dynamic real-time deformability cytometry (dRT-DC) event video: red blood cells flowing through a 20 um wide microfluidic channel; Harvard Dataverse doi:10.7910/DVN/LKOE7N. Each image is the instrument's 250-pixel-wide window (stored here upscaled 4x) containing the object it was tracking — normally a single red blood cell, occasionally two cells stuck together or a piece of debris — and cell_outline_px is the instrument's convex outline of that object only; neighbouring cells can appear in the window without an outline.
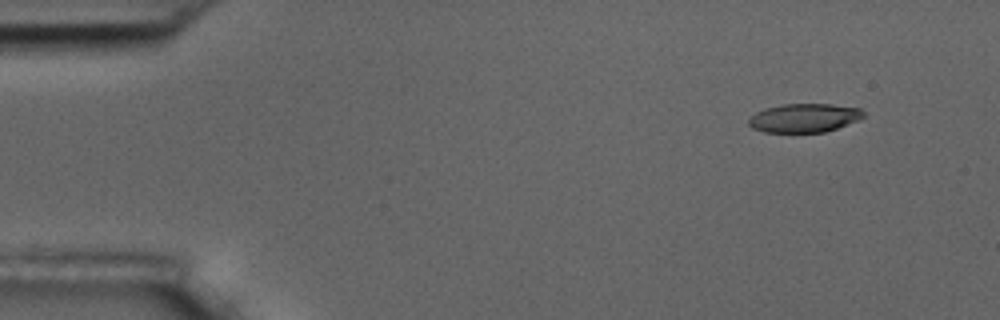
{"species": "common noctule bat (a hibernating species)", "species_latin": "Nyctalus noctula", "temperature_condition": "room temperature", "stored_images_in_passage": 52, "camera_frame_rate_fps": 3000, "um_per_image_px": 0.085, "animal": {"sex": "male", "body_mass_g": 17.5, "forearm_length_mm": 52.3}, "frame": {"image": 1, "passage_image": 1, "time_ms": 0.0, "image_size_px": [1000, 320], "cell_outline_px": [[864, 116], [860, 120], [824, 132], [764, 132], [752, 128], [748, 124], [748, 120], [756, 112], [764, 108], [784, 104], [832, 104], [860, 108], [864, 112]], "centroid_in_image_um": [68.36, 10.02], "position_along_channel_um": 16.6, "area_um2": 19.25}}
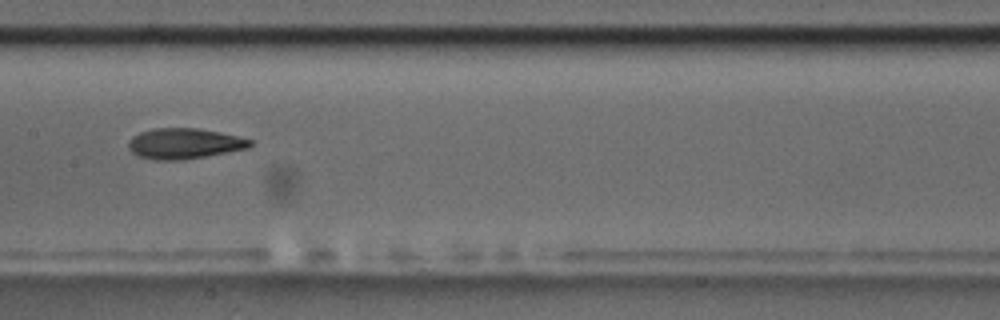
{"frame": {"image": 2, "passage_image": 24, "time_ms": 7.667, "image_size_px": [1000, 320], "cell_outline_px": [[252, 144], [248, 148], [184, 160], [152, 160], [140, 156], [132, 152], [128, 148], [128, 140], [132, 136], [140, 132], [152, 128], [196, 128], [220, 132], [252, 140]], "centroid_in_image_um": [15.62, 12.2], "position_along_channel_um": 191.8, "area_um2": 21.68}}
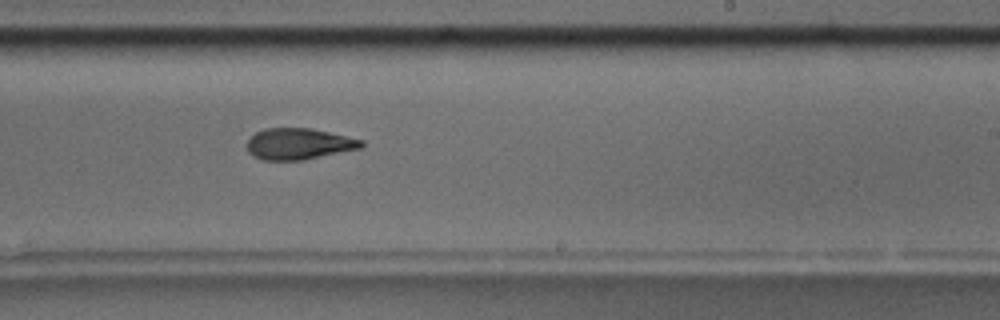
{"frame": {"image": 3, "passage_image": 30, "time_ms": 9.667, "image_size_px": [1000, 320], "cell_outline_px": [[364, 144], [360, 148], [304, 160], [264, 160], [252, 156], [248, 152], [248, 140], [256, 132], [264, 128], [312, 128], [364, 140]], "centroid_in_image_um": [25.39, 12.23], "position_along_channel_um": 263.6, "area_um2": 20.81}, "authors_computed_cell_mechanics": {"area_um2": 21.4438, "velocity_mm_per_s": 3.614, "shape_relaxation_time_tau1_ms": 5.4686, "shape_relaxation_time_tau2_ms": 3.5834, "deformation_change_tau1": 0.1671, "deformation_change_tau2": 0.1166}}